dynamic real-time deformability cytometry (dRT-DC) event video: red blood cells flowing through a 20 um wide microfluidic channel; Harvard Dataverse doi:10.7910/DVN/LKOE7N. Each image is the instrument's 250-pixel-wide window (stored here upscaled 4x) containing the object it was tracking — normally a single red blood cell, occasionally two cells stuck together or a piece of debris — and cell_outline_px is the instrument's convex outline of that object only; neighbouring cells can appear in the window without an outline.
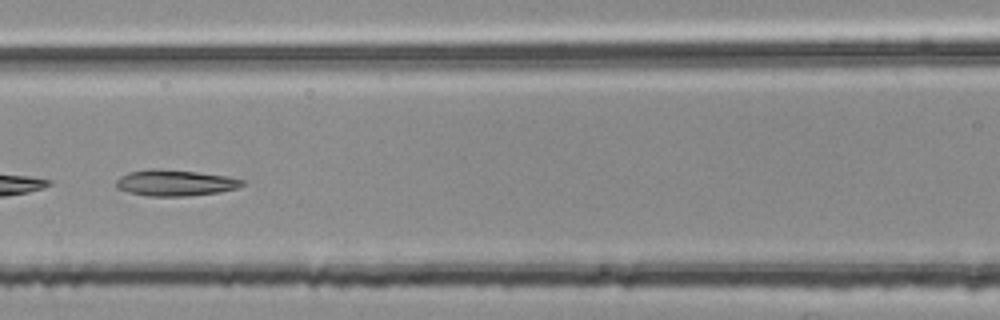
{"species": "common noctule bat (a hibernating species)", "species_latin": "Nyctalus noctula", "temperature_condition": "room temperature", "stored_images_in_passage": 6, "camera_frame_rate_fps": 3000, "um_per_image_px": 0.085, "animal": {"sex": "female", "body_mass_g": 25.1}, "frame": {"image": 1, "passage_image": 5, "time_ms": 1.333, "image_size_px": [1000, 320], "cell_outline_px": [[244, 184], [236, 188], [220, 192], [188, 196], [148, 196], [128, 192], [116, 188], [116, 180], [120, 176], [128, 172], [152, 168], [156, 168], [196, 172], [228, 176], [244, 180]], "centroid_in_image_um": [14.86, 15.54], "position_along_channel_um": 151.7, "area_um2": 19.25}}
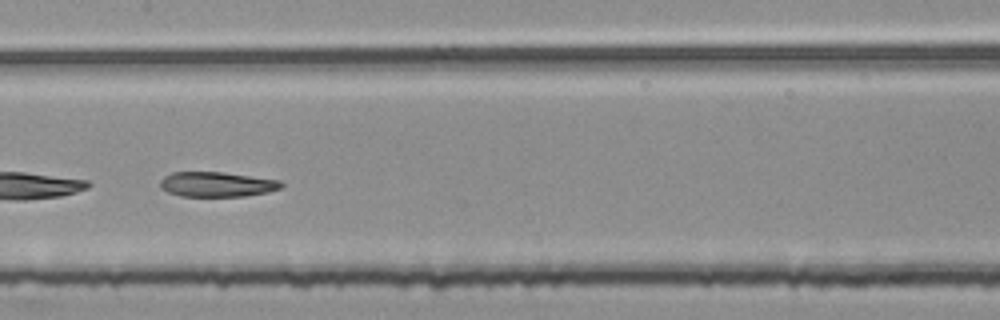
{"frame": {"image": 2, "passage_image": 6, "time_ms": 1.667, "image_size_px": [1000, 320], "cell_outline_px": [[284, 184], [280, 188], [268, 192], [244, 196], [180, 196], [168, 192], [160, 188], [160, 180], [164, 176], [172, 172], [220, 172], [280, 180]], "centroid_in_image_um": [18.41, 15.67], "position_along_channel_um": 189.0, "area_um2": 17.51}}